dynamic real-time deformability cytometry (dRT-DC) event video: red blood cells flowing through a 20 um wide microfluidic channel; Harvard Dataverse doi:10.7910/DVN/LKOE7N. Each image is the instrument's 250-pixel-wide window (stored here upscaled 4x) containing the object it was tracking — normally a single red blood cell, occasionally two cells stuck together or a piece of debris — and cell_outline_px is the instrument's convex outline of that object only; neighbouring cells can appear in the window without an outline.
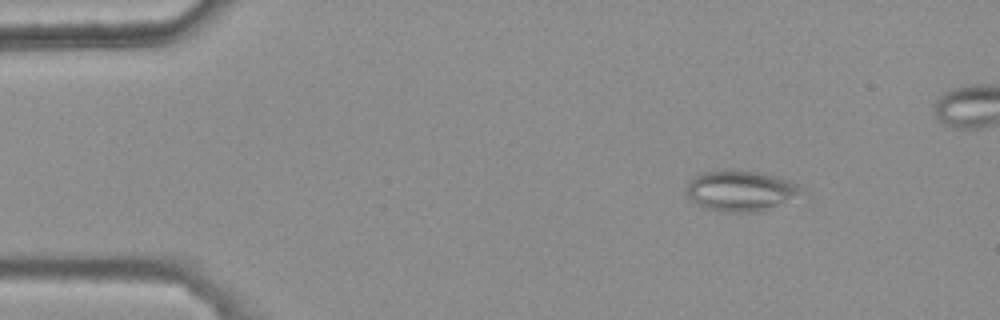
{"species": "common noctule bat (a hibernating species)", "species_latin": "Nyctalus noctula", "temperature_condition": "warm", "stored_images_in_passage": 14, "camera_frame_rate_fps": 3000, "um_per_image_px": 0.085, "animal": {"sex": "female", "body_mass_g": 25.1}, "frame": {"image": 1, "passage_image": 8, "time_ms": 2.333, "image_size_px": [1000, 320], "cell_outline_px": [[800, 192], [760, 212], [724, 212], [704, 208], [696, 204], [688, 196], [688, 180], [700, 172], [728, 168], [760, 172], [776, 176], [800, 184]], "centroid_in_image_um": [62.84, 16.18], "position_along_channel_um": 22.2, "area_um2": 27.05}}